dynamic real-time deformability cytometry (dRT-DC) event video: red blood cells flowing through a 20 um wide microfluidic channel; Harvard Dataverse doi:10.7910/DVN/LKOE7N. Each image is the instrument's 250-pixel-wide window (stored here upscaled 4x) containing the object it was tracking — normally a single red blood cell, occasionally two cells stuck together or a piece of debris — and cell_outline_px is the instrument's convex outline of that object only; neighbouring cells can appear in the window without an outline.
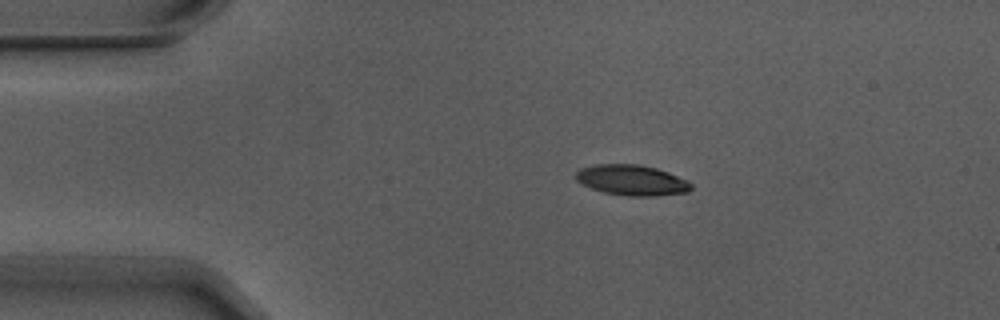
{"species": "Egyptian fruit bat (a non-hibernating species)", "species_latin": "Rousettus aegyptiacus", "temperature_condition": "warm", "stored_images_in_passage": 7, "camera_frame_rate_fps": 3000, "um_per_image_px": 0.085, "animal": {"sex": "male"}, "frame": {"image": 1, "passage_image": 1, "time_ms": 0.0, "image_size_px": [1000, 320], "cell_outline_px": [[692, 188], [688, 192], [656, 196], [628, 196], [604, 192], [592, 188], [576, 180], [576, 172], [580, 168], [596, 164], [636, 164], [656, 168], [668, 172], [688, 180], [692, 184]], "centroid_in_image_um": [53.73, 15.31], "position_along_channel_um": 31.3, "area_um2": 20.46}}
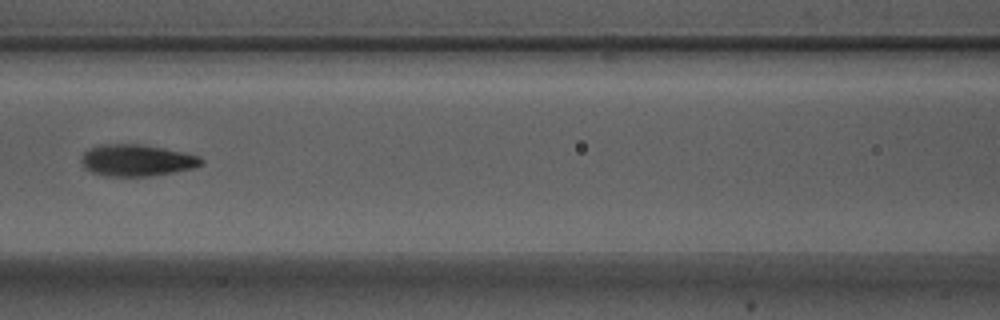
{"frame": {"image": 2, "passage_image": 5, "time_ms": 1.333, "image_size_px": [1000, 320], "cell_outline_px": [[204, 160], [200, 164], [192, 168], [152, 176], [104, 176], [92, 172], [84, 168], [84, 152], [92, 148], [104, 144], [140, 144], [164, 148], [184, 152], [200, 156]], "centroid_in_image_um": [11.66, 13.63], "position_along_channel_um": 154.9, "area_um2": 21.79}}
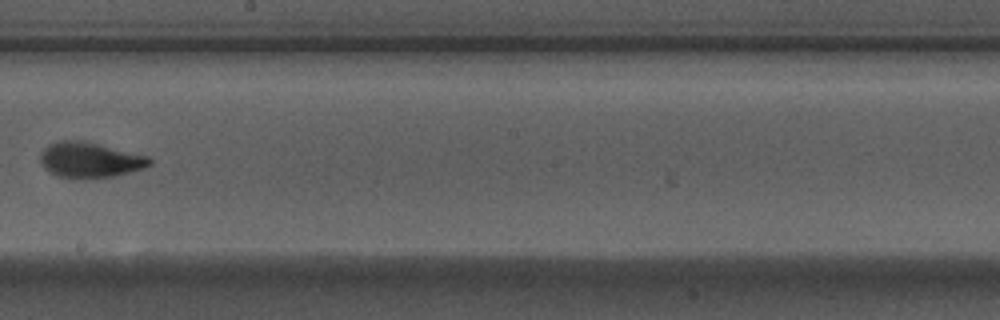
{"frame": {"image": 3, "passage_image": 7, "time_ms": 2.0, "image_size_px": [1000, 320], "cell_outline_px": [[152, 164], [144, 168], [116, 176], [84, 180], [56, 176], [48, 172], [40, 160], [40, 152], [48, 144], [60, 140], [84, 140], [148, 156], [152, 160]], "centroid_in_image_um": [7.63, 13.61], "position_along_channel_um": 240.6, "area_um2": 23.06}}